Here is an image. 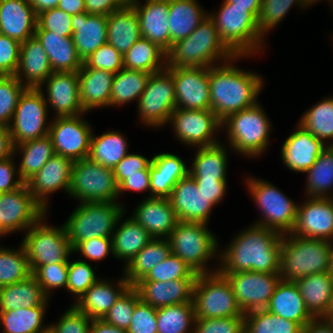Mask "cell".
<instances>
[{"label":"cell","mask_w":333,"mask_h":333,"mask_svg":"<svg viewBox=\"0 0 333 333\" xmlns=\"http://www.w3.org/2000/svg\"><path fill=\"white\" fill-rule=\"evenodd\" d=\"M282 234L258 225L241 232L220 254V273H279Z\"/></svg>","instance_id":"cell-1"},{"label":"cell","mask_w":333,"mask_h":333,"mask_svg":"<svg viewBox=\"0 0 333 333\" xmlns=\"http://www.w3.org/2000/svg\"><path fill=\"white\" fill-rule=\"evenodd\" d=\"M229 62L209 67L211 110L221 121L230 114L257 104L256 98L262 90L261 76L242 71Z\"/></svg>","instance_id":"cell-2"},{"label":"cell","mask_w":333,"mask_h":333,"mask_svg":"<svg viewBox=\"0 0 333 333\" xmlns=\"http://www.w3.org/2000/svg\"><path fill=\"white\" fill-rule=\"evenodd\" d=\"M223 57L232 61L242 55H235L221 40L213 20L207 16L185 39L172 44L167 52V68L211 67Z\"/></svg>","instance_id":"cell-3"},{"label":"cell","mask_w":333,"mask_h":333,"mask_svg":"<svg viewBox=\"0 0 333 333\" xmlns=\"http://www.w3.org/2000/svg\"><path fill=\"white\" fill-rule=\"evenodd\" d=\"M286 236L283 234L281 243V280L296 282L308 275L330 270L333 242L295 236L291 233H287Z\"/></svg>","instance_id":"cell-4"},{"label":"cell","mask_w":333,"mask_h":333,"mask_svg":"<svg viewBox=\"0 0 333 333\" xmlns=\"http://www.w3.org/2000/svg\"><path fill=\"white\" fill-rule=\"evenodd\" d=\"M217 15H208L214 22L221 40L235 55H251L263 46L257 18L248 7L232 6L224 0Z\"/></svg>","instance_id":"cell-5"},{"label":"cell","mask_w":333,"mask_h":333,"mask_svg":"<svg viewBox=\"0 0 333 333\" xmlns=\"http://www.w3.org/2000/svg\"><path fill=\"white\" fill-rule=\"evenodd\" d=\"M123 212L117 202L81 203L64 224L72 248L88 239L112 238Z\"/></svg>","instance_id":"cell-6"},{"label":"cell","mask_w":333,"mask_h":333,"mask_svg":"<svg viewBox=\"0 0 333 333\" xmlns=\"http://www.w3.org/2000/svg\"><path fill=\"white\" fill-rule=\"evenodd\" d=\"M227 127L230 146L246 156L260 155L268 146L270 123L259 102L228 115L222 120Z\"/></svg>","instance_id":"cell-7"},{"label":"cell","mask_w":333,"mask_h":333,"mask_svg":"<svg viewBox=\"0 0 333 333\" xmlns=\"http://www.w3.org/2000/svg\"><path fill=\"white\" fill-rule=\"evenodd\" d=\"M200 222L178 221L167 238L171 254L182 259L197 274L211 273L206 263L217 252L218 242L214 235Z\"/></svg>","instance_id":"cell-8"},{"label":"cell","mask_w":333,"mask_h":333,"mask_svg":"<svg viewBox=\"0 0 333 333\" xmlns=\"http://www.w3.org/2000/svg\"><path fill=\"white\" fill-rule=\"evenodd\" d=\"M193 303L196 318H226L244 314L229 281L218 270L197 275Z\"/></svg>","instance_id":"cell-9"},{"label":"cell","mask_w":333,"mask_h":333,"mask_svg":"<svg viewBox=\"0 0 333 333\" xmlns=\"http://www.w3.org/2000/svg\"><path fill=\"white\" fill-rule=\"evenodd\" d=\"M84 202H115L118 194L113 169L89 158L73 162L69 193Z\"/></svg>","instance_id":"cell-10"},{"label":"cell","mask_w":333,"mask_h":333,"mask_svg":"<svg viewBox=\"0 0 333 333\" xmlns=\"http://www.w3.org/2000/svg\"><path fill=\"white\" fill-rule=\"evenodd\" d=\"M44 218L27 230L22 242L32 272L42 265L69 263L68 256L73 252L65 226H48L42 223Z\"/></svg>","instance_id":"cell-11"},{"label":"cell","mask_w":333,"mask_h":333,"mask_svg":"<svg viewBox=\"0 0 333 333\" xmlns=\"http://www.w3.org/2000/svg\"><path fill=\"white\" fill-rule=\"evenodd\" d=\"M249 192L263 213V221L258 226L275 230L279 233H291L296 222L297 206L274 185L260 179H247Z\"/></svg>","instance_id":"cell-12"},{"label":"cell","mask_w":333,"mask_h":333,"mask_svg":"<svg viewBox=\"0 0 333 333\" xmlns=\"http://www.w3.org/2000/svg\"><path fill=\"white\" fill-rule=\"evenodd\" d=\"M47 107L43 90L27 88L23 92L8 126L14 146L49 135Z\"/></svg>","instance_id":"cell-13"},{"label":"cell","mask_w":333,"mask_h":333,"mask_svg":"<svg viewBox=\"0 0 333 333\" xmlns=\"http://www.w3.org/2000/svg\"><path fill=\"white\" fill-rule=\"evenodd\" d=\"M175 108L173 75L167 69L151 74L138 100L140 119L149 126L160 127L167 124Z\"/></svg>","instance_id":"cell-14"},{"label":"cell","mask_w":333,"mask_h":333,"mask_svg":"<svg viewBox=\"0 0 333 333\" xmlns=\"http://www.w3.org/2000/svg\"><path fill=\"white\" fill-rule=\"evenodd\" d=\"M221 274L229 281L244 314L266 309L281 280L280 273L243 271Z\"/></svg>","instance_id":"cell-15"},{"label":"cell","mask_w":333,"mask_h":333,"mask_svg":"<svg viewBox=\"0 0 333 333\" xmlns=\"http://www.w3.org/2000/svg\"><path fill=\"white\" fill-rule=\"evenodd\" d=\"M46 215L24 183L16 190L0 193V232L3 235L30 229Z\"/></svg>","instance_id":"cell-16"},{"label":"cell","mask_w":333,"mask_h":333,"mask_svg":"<svg viewBox=\"0 0 333 333\" xmlns=\"http://www.w3.org/2000/svg\"><path fill=\"white\" fill-rule=\"evenodd\" d=\"M168 122L172 124L178 139L188 145L208 147L219 143L213 134L222 127V121L211 109L175 108Z\"/></svg>","instance_id":"cell-17"},{"label":"cell","mask_w":333,"mask_h":333,"mask_svg":"<svg viewBox=\"0 0 333 333\" xmlns=\"http://www.w3.org/2000/svg\"><path fill=\"white\" fill-rule=\"evenodd\" d=\"M55 117L49 125V136L55 154L77 161L88 158L93 131L91 126L80 117Z\"/></svg>","instance_id":"cell-18"},{"label":"cell","mask_w":333,"mask_h":333,"mask_svg":"<svg viewBox=\"0 0 333 333\" xmlns=\"http://www.w3.org/2000/svg\"><path fill=\"white\" fill-rule=\"evenodd\" d=\"M175 84L176 108L211 109L209 67L166 68Z\"/></svg>","instance_id":"cell-19"},{"label":"cell","mask_w":333,"mask_h":333,"mask_svg":"<svg viewBox=\"0 0 333 333\" xmlns=\"http://www.w3.org/2000/svg\"><path fill=\"white\" fill-rule=\"evenodd\" d=\"M297 206L296 222L291 234L333 242V198L311 197Z\"/></svg>","instance_id":"cell-20"},{"label":"cell","mask_w":333,"mask_h":333,"mask_svg":"<svg viewBox=\"0 0 333 333\" xmlns=\"http://www.w3.org/2000/svg\"><path fill=\"white\" fill-rule=\"evenodd\" d=\"M72 166V160L54 154L37 173L25 182L29 192L45 211L49 194L61 188L69 193Z\"/></svg>","instance_id":"cell-21"},{"label":"cell","mask_w":333,"mask_h":333,"mask_svg":"<svg viewBox=\"0 0 333 333\" xmlns=\"http://www.w3.org/2000/svg\"><path fill=\"white\" fill-rule=\"evenodd\" d=\"M169 200L178 221L208 223L212 206L209 198L198 189L195 179L188 174L172 189Z\"/></svg>","instance_id":"cell-22"},{"label":"cell","mask_w":333,"mask_h":333,"mask_svg":"<svg viewBox=\"0 0 333 333\" xmlns=\"http://www.w3.org/2000/svg\"><path fill=\"white\" fill-rule=\"evenodd\" d=\"M47 99L56 110L55 117H70L85 113L79 96L78 72H53L45 81Z\"/></svg>","instance_id":"cell-23"},{"label":"cell","mask_w":333,"mask_h":333,"mask_svg":"<svg viewBox=\"0 0 333 333\" xmlns=\"http://www.w3.org/2000/svg\"><path fill=\"white\" fill-rule=\"evenodd\" d=\"M144 5L137 0L128 3L135 9L141 30V36L162 48L170 50L169 0H146Z\"/></svg>","instance_id":"cell-24"},{"label":"cell","mask_w":333,"mask_h":333,"mask_svg":"<svg viewBox=\"0 0 333 333\" xmlns=\"http://www.w3.org/2000/svg\"><path fill=\"white\" fill-rule=\"evenodd\" d=\"M196 279L171 281H138L133 287L140 299L156 309L193 301V288Z\"/></svg>","instance_id":"cell-25"},{"label":"cell","mask_w":333,"mask_h":333,"mask_svg":"<svg viewBox=\"0 0 333 333\" xmlns=\"http://www.w3.org/2000/svg\"><path fill=\"white\" fill-rule=\"evenodd\" d=\"M327 146L299 123L282 146V160L290 170L303 173L314 165Z\"/></svg>","instance_id":"cell-26"},{"label":"cell","mask_w":333,"mask_h":333,"mask_svg":"<svg viewBox=\"0 0 333 333\" xmlns=\"http://www.w3.org/2000/svg\"><path fill=\"white\" fill-rule=\"evenodd\" d=\"M37 15L28 0H0V34L19 43L34 36Z\"/></svg>","instance_id":"cell-27"},{"label":"cell","mask_w":333,"mask_h":333,"mask_svg":"<svg viewBox=\"0 0 333 333\" xmlns=\"http://www.w3.org/2000/svg\"><path fill=\"white\" fill-rule=\"evenodd\" d=\"M132 217L153 238L167 239L178 223L169 198L148 197L140 203Z\"/></svg>","instance_id":"cell-28"},{"label":"cell","mask_w":333,"mask_h":333,"mask_svg":"<svg viewBox=\"0 0 333 333\" xmlns=\"http://www.w3.org/2000/svg\"><path fill=\"white\" fill-rule=\"evenodd\" d=\"M52 73L48 56L35 36L21 43L19 66L14 76L22 85L27 88L41 89L44 81ZM22 74L27 83L23 82Z\"/></svg>","instance_id":"cell-29"},{"label":"cell","mask_w":333,"mask_h":333,"mask_svg":"<svg viewBox=\"0 0 333 333\" xmlns=\"http://www.w3.org/2000/svg\"><path fill=\"white\" fill-rule=\"evenodd\" d=\"M73 43L84 61L98 47L107 43V16L82 12L72 16Z\"/></svg>","instance_id":"cell-30"},{"label":"cell","mask_w":333,"mask_h":333,"mask_svg":"<svg viewBox=\"0 0 333 333\" xmlns=\"http://www.w3.org/2000/svg\"><path fill=\"white\" fill-rule=\"evenodd\" d=\"M189 174L186 164L177 155L161 153L153 156L150 165L151 197L169 198L177 182Z\"/></svg>","instance_id":"cell-31"},{"label":"cell","mask_w":333,"mask_h":333,"mask_svg":"<svg viewBox=\"0 0 333 333\" xmlns=\"http://www.w3.org/2000/svg\"><path fill=\"white\" fill-rule=\"evenodd\" d=\"M116 287L98 279L74 303V306L91 319H102L117 299L131 286L125 277L118 281ZM115 287V288H114Z\"/></svg>","instance_id":"cell-32"},{"label":"cell","mask_w":333,"mask_h":333,"mask_svg":"<svg viewBox=\"0 0 333 333\" xmlns=\"http://www.w3.org/2000/svg\"><path fill=\"white\" fill-rule=\"evenodd\" d=\"M34 36L43 46L53 72H78L83 65L79 58L72 37L35 30Z\"/></svg>","instance_id":"cell-33"},{"label":"cell","mask_w":333,"mask_h":333,"mask_svg":"<svg viewBox=\"0 0 333 333\" xmlns=\"http://www.w3.org/2000/svg\"><path fill=\"white\" fill-rule=\"evenodd\" d=\"M114 73L82 67L78 71L80 102L85 112L93 108L110 106Z\"/></svg>","instance_id":"cell-34"},{"label":"cell","mask_w":333,"mask_h":333,"mask_svg":"<svg viewBox=\"0 0 333 333\" xmlns=\"http://www.w3.org/2000/svg\"><path fill=\"white\" fill-rule=\"evenodd\" d=\"M266 310L279 317L297 322L302 327L314 318L306 309L296 282L280 280Z\"/></svg>","instance_id":"cell-35"},{"label":"cell","mask_w":333,"mask_h":333,"mask_svg":"<svg viewBox=\"0 0 333 333\" xmlns=\"http://www.w3.org/2000/svg\"><path fill=\"white\" fill-rule=\"evenodd\" d=\"M141 37L137 13L128 2L107 16V42L121 54Z\"/></svg>","instance_id":"cell-36"},{"label":"cell","mask_w":333,"mask_h":333,"mask_svg":"<svg viewBox=\"0 0 333 333\" xmlns=\"http://www.w3.org/2000/svg\"><path fill=\"white\" fill-rule=\"evenodd\" d=\"M296 284L310 314L314 318L325 317L332 303L333 277L330 272L308 275Z\"/></svg>","instance_id":"cell-37"},{"label":"cell","mask_w":333,"mask_h":333,"mask_svg":"<svg viewBox=\"0 0 333 333\" xmlns=\"http://www.w3.org/2000/svg\"><path fill=\"white\" fill-rule=\"evenodd\" d=\"M196 0H169L170 48L188 37L208 16Z\"/></svg>","instance_id":"cell-38"},{"label":"cell","mask_w":333,"mask_h":333,"mask_svg":"<svg viewBox=\"0 0 333 333\" xmlns=\"http://www.w3.org/2000/svg\"><path fill=\"white\" fill-rule=\"evenodd\" d=\"M47 300L48 297L33 275L0 288V311L46 305Z\"/></svg>","instance_id":"cell-39"},{"label":"cell","mask_w":333,"mask_h":333,"mask_svg":"<svg viewBox=\"0 0 333 333\" xmlns=\"http://www.w3.org/2000/svg\"><path fill=\"white\" fill-rule=\"evenodd\" d=\"M166 59L167 53L162 48L141 37L123 54V66L153 74L167 68Z\"/></svg>","instance_id":"cell-40"},{"label":"cell","mask_w":333,"mask_h":333,"mask_svg":"<svg viewBox=\"0 0 333 333\" xmlns=\"http://www.w3.org/2000/svg\"><path fill=\"white\" fill-rule=\"evenodd\" d=\"M112 235L113 256L126 259L128 264L152 239L149 232L133 217L124 220Z\"/></svg>","instance_id":"cell-41"},{"label":"cell","mask_w":333,"mask_h":333,"mask_svg":"<svg viewBox=\"0 0 333 333\" xmlns=\"http://www.w3.org/2000/svg\"><path fill=\"white\" fill-rule=\"evenodd\" d=\"M171 255V247L166 238H153L124 269L125 278L131 286L143 279L159 262Z\"/></svg>","instance_id":"cell-42"},{"label":"cell","mask_w":333,"mask_h":333,"mask_svg":"<svg viewBox=\"0 0 333 333\" xmlns=\"http://www.w3.org/2000/svg\"><path fill=\"white\" fill-rule=\"evenodd\" d=\"M225 149L220 143L199 147L189 174L195 180H226L228 158Z\"/></svg>","instance_id":"cell-43"},{"label":"cell","mask_w":333,"mask_h":333,"mask_svg":"<svg viewBox=\"0 0 333 333\" xmlns=\"http://www.w3.org/2000/svg\"><path fill=\"white\" fill-rule=\"evenodd\" d=\"M16 150H20L23 154L17 174L24 182L37 173L55 154L49 135L15 145L14 154Z\"/></svg>","instance_id":"cell-44"},{"label":"cell","mask_w":333,"mask_h":333,"mask_svg":"<svg viewBox=\"0 0 333 333\" xmlns=\"http://www.w3.org/2000/svg\"><path fill=\"white\" fill-rule=\"evenodd\" d=\"M127 141L119 132H106L98 137L91 136L88 158L105 167H114L128 154Z\"/></svg>","instance_id":"cell-45"},{"label":"cell","mask_w":333,"mask_h":333,"mask_svg":"<svg viewBox=\"0 0 333 333\" xmlns=\"http://www.w3.org/2000/svg\"><path fill=\"white\" fill-rule=\"evenodd\" d=\"M46 305L30 308L20 307L11 311H0V324L4 333H46L49 326L42 327Z\"/></svg>","instance_id":"cell-46"},{"label":"cell","mask_w":333,"mask_h":333,"mask_svg":"<svg viewBox=\"0 0 333 333\" xmlns=\"http://www.w3.org/2000/svg\"><path fill=\"white\" fill-rule=\"evenodd\" d=\"M150 73L123 68L114 74L110 106L121 105L140 99L144 92Z\"/></svg>","instance_id":"cell-47"},{"label":"cell","mask_w":333,"mask_h":333,"mask_svg":"<svg viewBox=\"0 0 333 333\" xmlns=\"http://www.w3.org/2000/svg\"><path fill=\"white\" fill-rule=\"evenodd\" d=\"M308 174L307 194L310 197L326 198L328 189L333 188V146H327L317 157ZM333 197V195H332Z\"/></svg>","instance_id":"cell-48"},{"label":"cell","mask_w":333,"mask_h":333,"mask_svg":"<svg viewBox=\"0 0 333 333\" xmlns=\"http://www.w3.org/2000/svg\"><path fill=\"white\" fill-rule=\"evenodd\" d=\"M157 333H188L195 321L193 301L157 309Z\"/></svg>","instance_id":"cell-49"},{"label":"cell","mask_w":333,"mask_h":333,"mask_svg":"<svg viewBox=\"0 0 333 333\" xmlns=\"http://www.w3.org/2000/svg\"><path fill=\"white\" fill-rule=\"evenodd\" d=\"M303 327L266 309L245 314L244 333H302Z\"/></svg>","instance_id":"cell-50"},{"label":"cell","mask_w":333,"mask_h":333,"mask_svg":"<svg viewBox=\"0 0 333 333\" xmlns=\"http://www.w3.org/2000/svg\"><path fill=\"white\" fill-rule=\"evenodd\" d=\"M299 123L324 144L326 139H333V98H326L313 106ZM329 146H333V142Z\"/></svg>","instance_id":"cell-51"},{"label":"cell","mask_w":333,"mask_h":333,"mask_svg":"<svg viewBox=\"0 0 333 333\" xmlns=\"http://www.w3.org/2000/svg\"><path fill=\"white\" fill-rule=\"evenodd\" d=\"M32 275L26 251L0 247V288L25 280Z\"/></svg>","instance_id":"cell-52"},{"label":"cell","mask_w":333,"mask_h":333,"mask_svg":"<svg viewBox=\"0 0 333 333\" xmlns=\"http://www.w3.org/2000/svg\"><path fill=\"white\" fill-rule=\"evenodd\" d=\"M27 89L14 75L0 76V125L8 127L20 96Z\"/></svg>","instance_id":"cell-53"},{"label":"cell","mask_w":333,"mask_h":333,"mask_svg":"<svg viewBox=\"0 0 333 333\" xmlns=\"http://www.w3.org/2000/svg\"><path fill=\"white\" fill-rule=\"evenodd\" d=\"M197 273L182 259L171 254L155 265L148 274L139 281H171L178 279H196Z\"/></svg>","instance_id":"cell-54"},{"label":"cell","mask_w":333,"mask_h":333,"mask_svg":"<svg viewBox=\"0 0 333 333\" xmlns=\"http://www.w3.org/2000/svg\"><path fill=\"white\" fill-rule=\"evenodd\" d=\"M294 3H298L302 7L311 4L309 0H262L257 19L260 33L264 36V33L276 27Z\"/></svg>","instance_id":"cell-55"},{"label":"cell","mask_w":333,"mask_h":333,"mask_svg":"<svg viewBox=\"0 0 333 333\" xmlns=\"http://www.w3.org/2000/svg\"><path fill=\"white\" fill-rule=\"evenodd\" d=\"M139 300V293L133 286H130L117 299L102 319L113 326L127 330L131 322L135 305Z\"/></svg>","instance_id":"cell-56"},{"label":"cell","mask_w":333,"mask_h":333,"mask_svg":"<svg viewBox=\"0 0 333 333\" xmlns=\"http://www.w3.org/2000/svg\"><path fill=\"white\" fill-rule=\"evenodd\" d=\"M94 270L86 261L78 260L68 263L67 287L68 291L77 295V300L87 289L97 281Z\"/></svg>","instance_id":"cell-57"},{"label":"cell","mask_w":333,"mask_h":333,"mask_svg":"<svg viewBox=\"0 0 333 333\" xmlns=\"http://www.w3.org/2000/svg\"><path fill=\"white\" fill-rule=\"evenodd\" d=\"M32 275L49 298L52 288L67 287L68 263H51L38 266Z\"/></svg>","instance_id":"cell-58"},{"label":"cell","mask_w":333,"mask_h":333,"mask_svg":"<svg viewBox=\"0 0 333 333\" xmlns=\"http://www.w3.org/2000/svg\"><path fill=\"white\" fill-rule=\"evenodd\" d=\"M82 67L106 70L115 74L124 68L123 54L107 42L86 58Z\"/></svg>","instance_id":"cell-59"},{"label":"cell","mask_w":333,"mask_h":333,"mask_svg":"<svg viewBox=\"0 0 333 333\" xmlns=\"http://www.w3.org/2000/svg\"><path fill=\"white\" fill-rule=\"evenodd\" d=\"M36 30H46L62 37H72V15L58 8L43 11L37 15Z\"/></svg>","instance_id":"cell-60"},{"label":"cell","mask_w":333,"mask_h":333,"mask_svg":"<svg viewBox=\"0 0 333 333\" xmlns=\"http://www.w3.org/2000/svg\"><path fill=\"white\" fill-rule=\"evenodd\" d=\"M245 314L226 318H195L193 333H244Z\"/></svg>","instance_id":"cell-61"},{"label":"cell","mask_w":333,"mask_h":333,"mask_svg":"<svg viewBox=\"0 0 333 333\" xmlns=\"http://www.w3.org/2000/svg\"><path fill=\"white\" fill-rule=\"evenodd\" d=\"M157 309L141 299L136 303L127 333H157Z\"/></svg>","instance_id":"cell-62"},{"label":"cell","mask_w":333,"mask_h":333,"mask_svg":"<svg viewBox=\"0 0 333 333\" xmlns=\"http://www.w3.org/2000/svg\"><path fill=\"white\" fill-rule=\"evenodd\" d=\"M91 323V318L72 305L57 324L49 326V331L51 333H90Z\"/></svg>","instance_id":"cell-63"},{"label":"cell","mask_w":333,"mask_h":333,"mask_svg":"<svg viewBox=\"0 0 333 333\" xmlns=\"http://www.w3.org/2000/svg\"><path fill=\"white\" fill-rule=\"evenodd\" d=\"M21 43L0 34V76L15 75L19 66Z\"/></svg>","instance_id":"cell-64"},{"label":"cell","mask_w":333,"mask_h":333,"mask_svg":"<svg viewBox=\"0 0 333 333\" xmlns=\"http://www.w3.org/2000/svg\"><path fill=\"white\" fill-rule=\"evenodd\" d=\"M151 160L138 154H127L113 169L116 184L119 186L127 175L149 174Z\"/></svg>","instance_id":"cell-65"},{"label":"cell","mask_w":333,"mask_h":333,"mask_svg":"<svg viewBox=\"0 0 333 333\" xmlns=\"http://www.w3.org/2000/svg\"><path fill=\"white\" fill-rule=\"evenodd\" d=\"M80 251L90 260H102L110 252L113 253L112 238L97 237L79 242L73 252Z\"/></svg>","instance_id":"cell-66"},{"label":"cell","mask_w":333,"mask_h":333,"mask_svg":"<svg viewBox=\"0 0 333 333\" xmlns=\"http://www.w3.org/2000/svg\"><path fill=\"white\" fill-rule=\"evenodd\" d=\"M10 157L0 160V193L10 192L21 187L25 182L18 177L14 180V176L18 172ZM17 171V172H16Z\"/></svg>","instance_id":"cell-67"},{"label":"cell","mask_w":333,"mask_h":333,"mask_svg":"<svg viewBox=\"0 0 333 333\" xmlns=\"http://www.w3.org/2000/svg\"><path fill=\"white\" fill-rule=\"evenodd\" d=\"M85 10L88 14L108 16L121 9L127 0H84Z\"/></svg>","instance_id":"cell-68"},{"label":"cell","mask_w":333,"mask_h":333,"mask_svg":"<svg viewBox=\"0 0 333 333\" xmlns=\"http://www.w3.org/2000/svg\"><path fill=\"white\" fill-rule=\"evenodd\" d=\"M198 189L216 205L224 197L226 191V180H195Z\"/></svg>","instance_id":"cell-69"},{"label":"cell","mask_w":333,"mask_h":333,"mask_svg":"<svg viewBox=\"0 0 333 333\" xmlns=\"http://www.w3.org/2000/svg\"><path fill=\"white\" fill-rule=\"evenodd\" d=\"M143 191L150 190V175L149 174H133L127 175V178L118 186V194L122 191Z\"/></svg>","instance_id":"cell-70"},{"label":"cell","mask_w":333,"mask_h":333,"mask_svg":"<svg viewBox=\"0 0 333 333\" xmlns=\"http://www.w3.org/2000/svg\"><path fill=\"white\" fill-rule=\"evenodd\" d=\"M14 155V145L11 139L10 130L0 125V160Z\"/></svg>","instance_id":"cell-71"},{"label":"cell","mask_w":333,"mask_h":333,"mask_svg":"<svg viewBox=\"0 0 333 333\" xmlns=\"http://www.w3.org/2000/svg\"><path fill=\"white\" fill-rule=\"evenodd\" d=\"M302 333H333V327L325 317L313 318L303 327Z\"/></svg>","instance_id":"cell-72"},{"label":"cell","mask_w":333,"mask_h":333,"mask_svg":"<svg viewBox=\"0 0 333 333\" xmlns=\"http://www.w3.org/2000/svg\"><path fill=\"white\" fill-rule=\"evenodd\" d=\"M57 8L72 16L86 12L84 0H59Z\"/></svg>","instance_id":"cell-73"},{"label":"cell","mask_w":333,"mask_h":333,"mask_svg":"<svg viewBox=\"0 0 333 333\" xmlns=\"http://www.w3.org/2000/svg\"><path fill=\"white\" fill-rule=\"evenodd\" d=\"M90 333H127L126 330L113 326L103 319H92Z\"/></svg>","instance_id":"cell-74"},{"label":"cell","mask_w":333,"mask_h":333,"mask_svg":"<svg viewBox=\"0 0 333 333\" xmlns=\"http://www.w3.org/2000/svg\"><path fill=\"white\" fill-rule=\"evenodd\" d=\"M232 6L248 7V10L258 19L262 0H226Z\"/></svg>","instance_id":"cell-75"},{"label":"cell","mask_w":333,"mask_h":333,"mask_svg":"<svg viewBox=\"0 0 333 333\" xmlns=\"http://www.w3.org/2000/svg\"><path fill=\"white\" fill-rule=\"evenodd\" d=\"M29 3L34 8L36 15L39 13L52 9L57 8L59 0H28Z\"/></svg>","instance_id":"cell-76"},{"label":"cell","mask_w":333,"mask_h":333,"mask_svg":"<svg viewBox=\"0 0 333 333\" xmlns=\"http://www.w3.org/2000/svg\"><path fill=\"white\" fill-rule=\"evenodd\" d=\"M325 318L333 327V311H329Z\"/></svg>","instance_id":"cell-77"},{"label":"cell","mask_w":333,"mask_h":333,"mask_svg":"<svg viewBox=\"0 0 333 333\" xmlns=\"http://www.w3.org/2000/svg\"><path fill=\"white\" fill-rule=\"evenodd\" d=\"M330 275L333 277V245H332V252H331V261H330Z\"/></svg>","instance_id":"cell-78"},{"label":"cell","mask_w":333,"mask_h":333,"mask_svg":"<svg viewBox=\"0 0 333 333\" xmlns=\"http://www.w3.org/2000/svg\"><path fill=\"white\" fill-rule=\"evenodd\" d=\"M330 311H333V294H332V303H331Z\"/></svg>","instance_id":"cell-79"},{"label":"cell","mask_w":333,"mask_h":333,"mask_svg":"<svg viewBox=\"0 0 333 333\" xmlns=\"http://www.w3.org/2000/svg\"><path fill=\"white\" fill-rule=\"evenodd\" d=\"M317 0H309L311 4L316 3Z\"/></svg>","instance_id":"cell-80"}]
</instances>
